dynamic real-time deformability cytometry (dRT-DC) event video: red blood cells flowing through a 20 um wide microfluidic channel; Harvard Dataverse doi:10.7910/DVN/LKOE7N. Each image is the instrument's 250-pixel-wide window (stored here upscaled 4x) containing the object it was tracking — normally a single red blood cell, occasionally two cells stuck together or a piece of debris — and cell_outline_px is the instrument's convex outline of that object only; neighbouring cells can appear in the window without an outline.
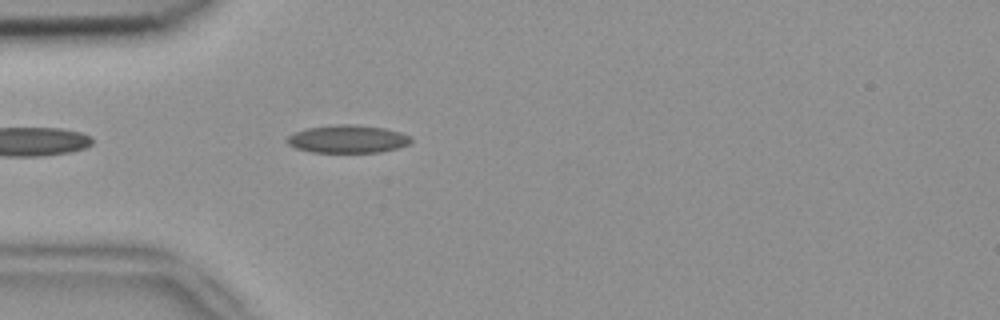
{"species": "common noctule bat (a hibernating species)", "species_latin": "Nyctalus noctula", "temperature_condition": "room temperature", "stored_images_in_passage": 5, "camera_frame_rate_fps": 3000, "um_per_image_px": 0.085, "animal": {"sex": "female", "body_mass_g": 18.4}, "frame": {"image": 1, "passage_image": 5, "time_ms": 1.333, "image_size_px": [1000, 320], "cell_outline_px": [[412, 140], [408, 144], [400, 148], [380, 152], [312, 152], [296, 148], [288, 144], [284, 140], [288, 136], [296, 132], [308, 128], [336, 124], [356, 124], [384, 128], [400, 132], [412, 136]], "centroid_in_image_um": [29.58, 11.81], "position_along_channel_um": 55.4, "area_um2": 20.23}}